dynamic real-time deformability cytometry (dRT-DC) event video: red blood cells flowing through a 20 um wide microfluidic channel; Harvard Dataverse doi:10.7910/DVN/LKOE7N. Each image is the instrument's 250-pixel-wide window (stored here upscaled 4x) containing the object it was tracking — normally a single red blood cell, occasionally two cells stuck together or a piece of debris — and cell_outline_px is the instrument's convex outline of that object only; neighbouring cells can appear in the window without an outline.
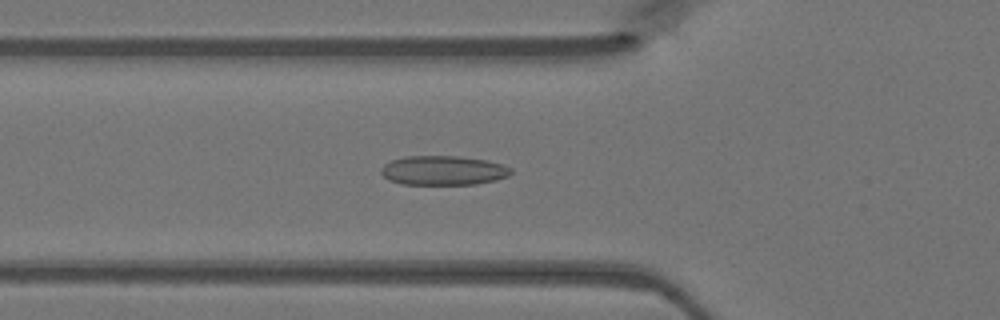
{"species": "Egyptian fruit bat (a non-hibernating species)", "species_latin": "Rousettus aegyptiacus", "temperature_condition": "warm", "stored_images_in_passage": 48, "camera_frame_rate_fps": 3000, "um_per_image_px": 0.085, "animal": {"sex": "female"}, "frame": {"image": 1, "passage_image": 17, "time_ms": 5.333, "image_size_px": [1000, 320], "cell_outline_px": [[512, 172], [508, 176], [496, 180], [476, 184], [400, 184], [388, 180], [380, 172], [380, 168], [384, 164], [392, 160], [408, 156], [460, 156], [488, 160], [504, 164], [512, 168]], "centroid_in_image_um": [37.7, 14.48], "position_along_channel_um": 88.1, "area_um2": 22.43}}
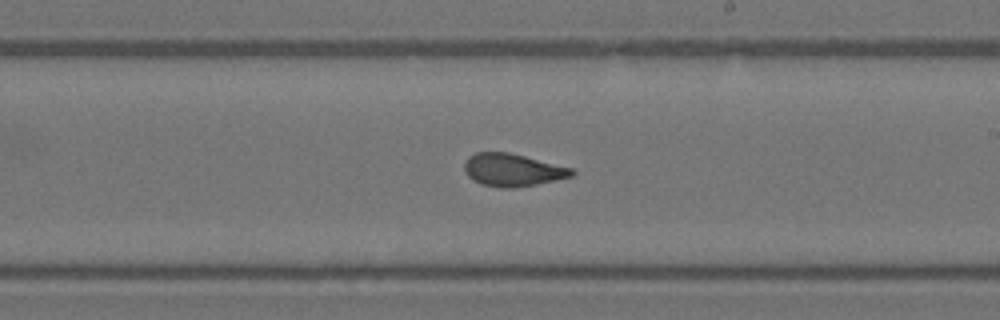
{"frame": {"image": 2, "passage_image": 28, "time_ms": 9.0, "image_size_px": [1000, 320], "cell_outline_px": [[576, 172], [572, 176], [536, 184], [512, 188], [500, 188], [480, 184], [472, 180], [464, 172], [464, 164], [468, 156], [476, 152], [508, 152], [572, 168]], "centroid_in_image_um": [43.52, 14.45], "position_along_channel_um": 245.5, "area_um2": 20.4}}
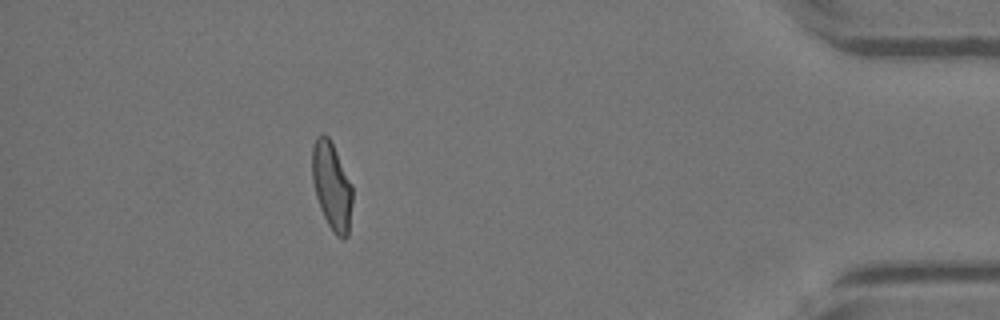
{"frame": {"image": 3, "passage_image": 43, "time_ms": 14.0, "image_size_px": [1000, 320], "cell_outline_px": [[352, 204], [348, 236], [344, 240], [336, 236], [332, 232], [320, 208], [316, 196], [312, 180], [312, 144], [316, 136], [320, 132], [324, 132], [328, 136], [352, 184]], "centroid_in_image_um": [28.19, 15.8], "position_along_channel_um": 407.0, "area_um2": 20.75}}